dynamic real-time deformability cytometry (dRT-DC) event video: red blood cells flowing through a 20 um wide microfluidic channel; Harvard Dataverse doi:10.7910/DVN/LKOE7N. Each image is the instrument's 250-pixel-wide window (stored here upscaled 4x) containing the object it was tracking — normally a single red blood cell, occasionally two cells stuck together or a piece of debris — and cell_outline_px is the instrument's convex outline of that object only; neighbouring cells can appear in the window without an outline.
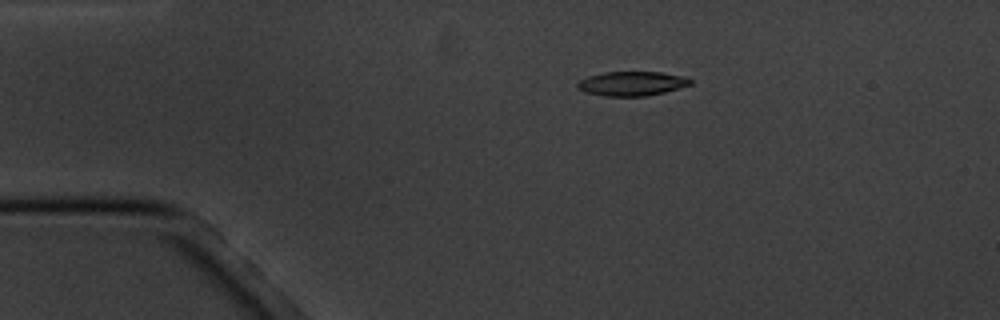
{"species": "common noctule bat (a hibernating species)", "species_latin": "Nyctalus noctula", "temperature_condition": "cold", "stored_images_in_passage": 5, "camera_frame_rate_fps": 3000, "um_per_image_px": 0.085, "animal": {"sex": "male", "body_mass_g": 20.1, "forearm_length_mm": 53.5}, "frame": {"image": 1, "passage_image": 3, "time_ms": 2.333, "image_size_px": [1000, 320], "cell_outline_px": [[692, 84], [664, 92], [648, 96], [604, 96], [588, 92], [576, 88], [576, 84], [580, 80], [588, 76], [604, 72], [660, 72], [680, 76], [692, 80]], "centroid_in_image_um": [53.68, 7.1], "position_along_channel_um": 31.3, "area_um2": 15.84}}
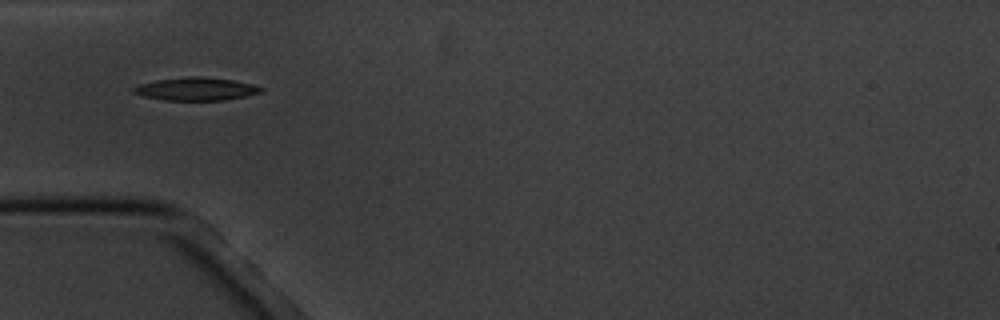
{"frame": {"image": 2, "passage_image": 5, "time_ms": 4.667, "image_size_px": [1000, 320], "cell_outline_px": [[264, 88], [260, 92], [244, 96], [224, 100], [164, 100], [144, 96], [132, 92], [132, 88], [136, 84], [156, 80], [192, 76], [200, 76], [232, 80], [252, 84]], "centroid_in_image_um": [16.61, 7.56], "position_along_channel_um": 68.4, "area_um2": 16.94}}